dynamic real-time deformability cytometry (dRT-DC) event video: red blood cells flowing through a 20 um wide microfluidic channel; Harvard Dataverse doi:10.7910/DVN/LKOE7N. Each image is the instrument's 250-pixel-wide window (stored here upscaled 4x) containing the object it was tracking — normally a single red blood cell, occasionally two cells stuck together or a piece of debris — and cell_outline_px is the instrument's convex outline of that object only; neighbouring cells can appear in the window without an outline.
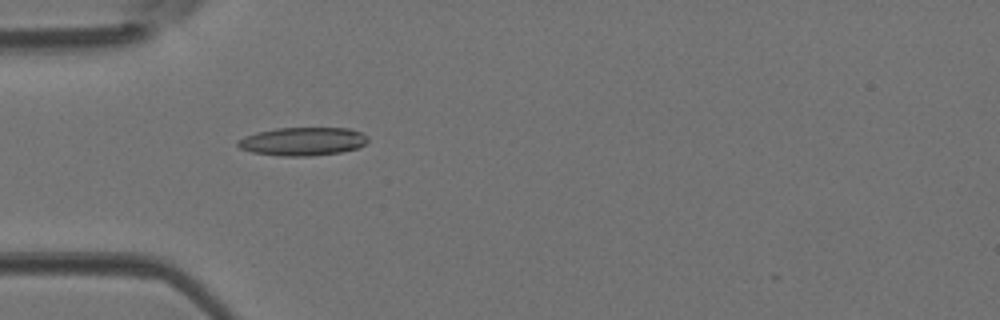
{"species": "Egyptian fruit bat (a non-hibernating species)", "species_latin": "Rousettus aegyptiacus", "temperature_condition": "room temperature", "stored_images_in_passage": 15, "camera_frame_rate_fps": 3000, "um_per_image_px": 0.085, "animal": {"sex": "female"}, "frame": {"image": 1, "passage_image": 14, "time_ms": 4.333, "image_size_px": [1000, 320], "cell_outline_px": [[368, 140], [360, 148], [340, 152], [308, 156], [280, 156], [252, 152], [240, 148], [236, 144], [236, 140], [244, 136], [256, 132], [276, 128], [348, 128], [360, 132], [368, 136]], "centroid_in_image_um": [25.71, 12.02], "position_along_channel_um": 59.3, "area_um2": 21.56}}